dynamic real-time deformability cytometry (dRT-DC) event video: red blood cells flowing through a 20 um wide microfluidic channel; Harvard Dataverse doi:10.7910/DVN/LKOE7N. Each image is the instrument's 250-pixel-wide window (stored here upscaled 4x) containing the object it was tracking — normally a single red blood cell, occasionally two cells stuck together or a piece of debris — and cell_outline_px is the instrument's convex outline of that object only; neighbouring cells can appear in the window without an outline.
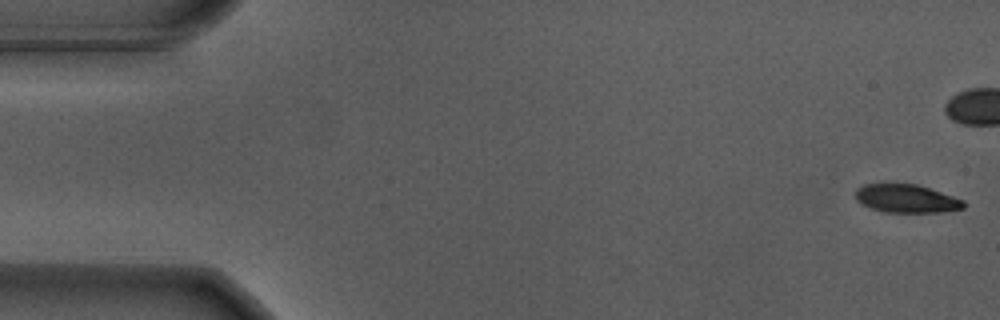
{"species": "Egyptian fruit bat (a non-hibernating species)", "species_latin": "Rousettus aegyptiacus", "temperature_condition": "warm", "stored_images_in_passage": 56, "camera_frame_rate_fps": 3000, "um_per_image_px": 0.085, "animal": {"sex": "male"}, "frame": {"image": 1, "passage_image": 1, "time_ms": 0.0, "image_size_px": [1000, 320], "cell_outline_px": [[964, 208], [940, 212], [884, 212], [860, 204], [856, 200], [856, 188], [864, 184], [916, 184], [964, 200]], "centroid_in_image_um": [77.01, 16.88], "position_along_channel_um": 8.0, "area_um2": 17.63}}
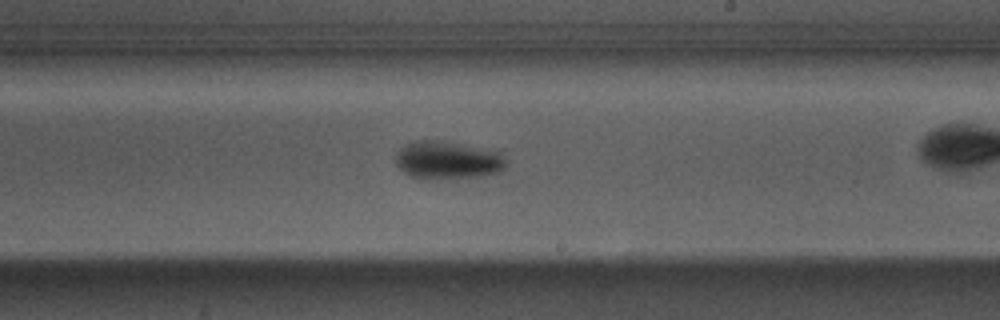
{"frame": {"image": 2, "passage_image": 32, "time_ms": 10.333, "image_size_px": [1000, 320], "cell_outline_px": [[508, 164], [500, 172], [480, 176], [412, 176], [404, 172], [396, 164], [396, 156], [400, 148], [416, 140], [440, 140], [500, 152], [508, 160]], "centroid_in_image_um": [38.1, 13.57], "position_along_channel_um": 250.9, "area_um2": 23.47}}
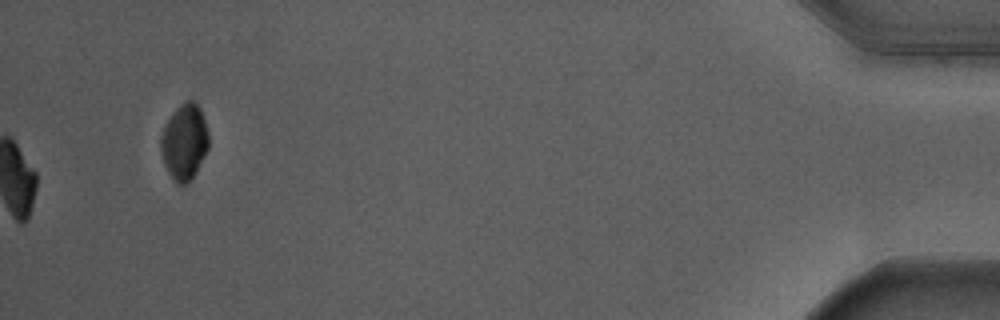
{"frame": {"image": 3, "passage_image": 56, "time_ms": 18.333, "image_size_px": [1000, 320], "cell_outline_px": [[208, 148], [196, 172], [184, 184], [176, 184], [168, 172], [164, 164], [160, 148], [160, 136], [168, 120], [176, 108], [184, 100], [192, 100], [200, 108], [208, 132]], "centroid_in_image_um": [15.66, 12.05], "position_along_channel_um": 419.5, "area_um2": 20.87}, "authors_computed_cell_mechanics": {"area_um2": 21.0392, "velocity_mm_per_s": 3.6956, "shape_relaxation_time_tau1_ms": 1.454, "shape_relaxation_time_tau2_ms": null, "deformation_change_tau1": 0.161, "deformation_change_tau2": null}}